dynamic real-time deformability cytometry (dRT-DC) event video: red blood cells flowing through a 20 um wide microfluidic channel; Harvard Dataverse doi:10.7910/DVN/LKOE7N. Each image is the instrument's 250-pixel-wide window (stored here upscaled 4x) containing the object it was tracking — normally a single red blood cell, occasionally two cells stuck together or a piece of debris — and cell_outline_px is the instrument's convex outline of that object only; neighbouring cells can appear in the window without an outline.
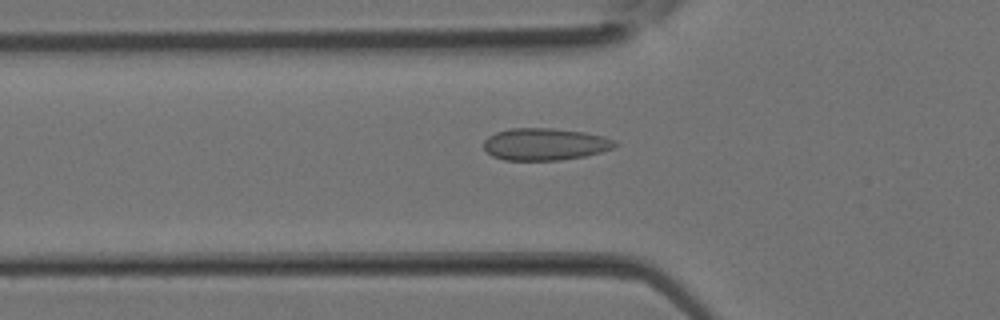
{"species": "Egyptian fruit bat (a non-hibernating species)", "species_latin": "Rousettus aegyptiacus", "temperature_condition": "room temperature", "stored_images_in_passage": 4, "camera_frame_rate_fps": 3000, "um_per_image_px": 0.085, "animal": {"sex": "female"}, "frame": {"image": 1, "passage_image": 3, "time_ms": 0.667, "image_size_px": [1000, 320], "cell_outline_px": [[620, 144], [612, 148], [600, 152], [584, 156], [560, 160], [504, 160], [492, 156], [484, 148], [484, 140], [488, 136], [496, 132], [508, 128], [552, 128], [584, 132], [604, 136], [616, 140]], "centroid_in_image_um": [46.33, 12.25], "position_along_channel_um": 79.5, "area_um2": 24.68}}